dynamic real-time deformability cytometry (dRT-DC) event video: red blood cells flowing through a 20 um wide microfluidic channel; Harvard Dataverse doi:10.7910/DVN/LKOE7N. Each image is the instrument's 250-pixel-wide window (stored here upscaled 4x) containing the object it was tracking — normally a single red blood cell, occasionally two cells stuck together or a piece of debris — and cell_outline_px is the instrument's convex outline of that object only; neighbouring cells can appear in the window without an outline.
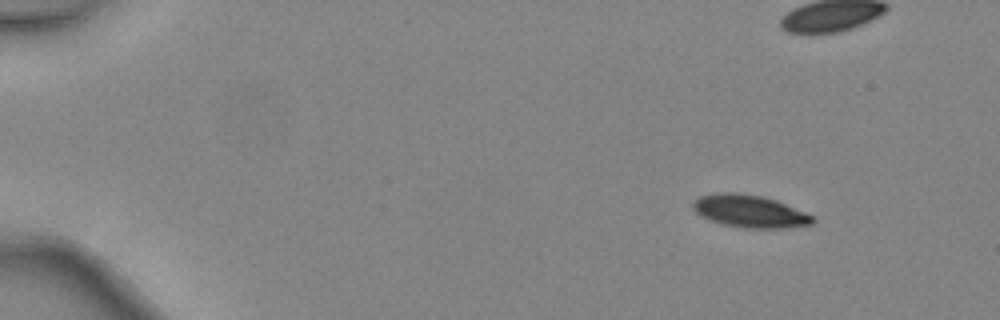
{"species": "common noctule bat (a hibernating species)", "species_latin": "Nyctalus noctula", "temperature_condition": "warm", "stored_images_in_passage": 4, "camera_frame_rate_fps": 3000, "um_per_image_px": 0.085, "animal": {"sex": "female", "body_mass_g": 24.6, "forearm_length_mm": 56.2}, "frame": {"image": 1, "passage_image": 1, "time_ms": 0.0, "image_size_px": [1000, 320], "cell_outline_px": [[816, 220], [812, 224], [784, 228], [744, 228], [724, 224], [708, 220], [700, 216], [692, 208], [692, 204], [700, 196], [716, 192], [736, 192], [764, 196], [776, 200], [804, 212], [812, 216]], "centroid_in_image_um": [63.7, 17.95], "position_along_channel_um": 21.3, "area_um2": 22.72}}